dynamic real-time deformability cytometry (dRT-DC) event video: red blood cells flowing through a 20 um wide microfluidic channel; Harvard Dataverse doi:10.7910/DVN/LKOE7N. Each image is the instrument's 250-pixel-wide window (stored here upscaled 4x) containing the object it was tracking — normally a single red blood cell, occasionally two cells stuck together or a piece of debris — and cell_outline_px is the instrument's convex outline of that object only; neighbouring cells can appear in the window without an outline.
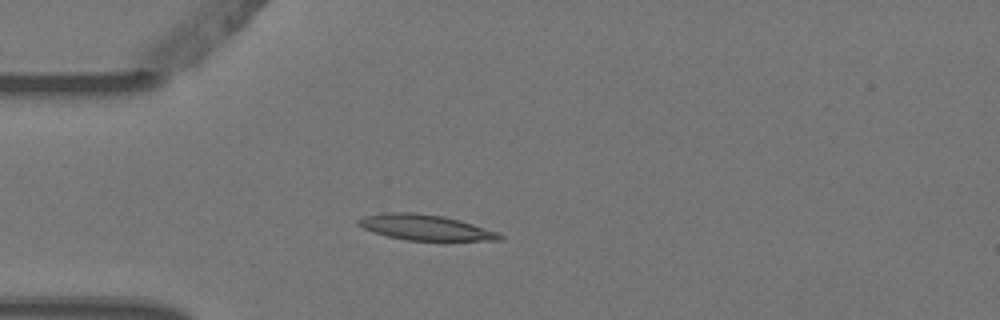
{"species": "Egyptian fruit bat (a non-hibernating species)", "species_latin": "Rousettus aegyptiacus", "temperature_condition": "warm", "stored_images_in_passage": 2, "camera_frame_rate_fps": 3000, "um_per_image_px": 0.085, "animal": {"sex": "female"}, "frame": {"image": 1, "passage_image": 2, "time_ms": 0.333, "image_size_px": [1000, 320], "cell_outline_px": [[504, 240], [444, 244], [404, 240], [372, 232], [356, 224], [356, 220], [364, 216], [388, 212], [412, 212], [444, 216], [460, 220], [500, 232], [504, 236]], "centroid_in_image_um": [36.3, 19.4], "position_along_channel_um": 48.7, "area_um2": 22.54}}